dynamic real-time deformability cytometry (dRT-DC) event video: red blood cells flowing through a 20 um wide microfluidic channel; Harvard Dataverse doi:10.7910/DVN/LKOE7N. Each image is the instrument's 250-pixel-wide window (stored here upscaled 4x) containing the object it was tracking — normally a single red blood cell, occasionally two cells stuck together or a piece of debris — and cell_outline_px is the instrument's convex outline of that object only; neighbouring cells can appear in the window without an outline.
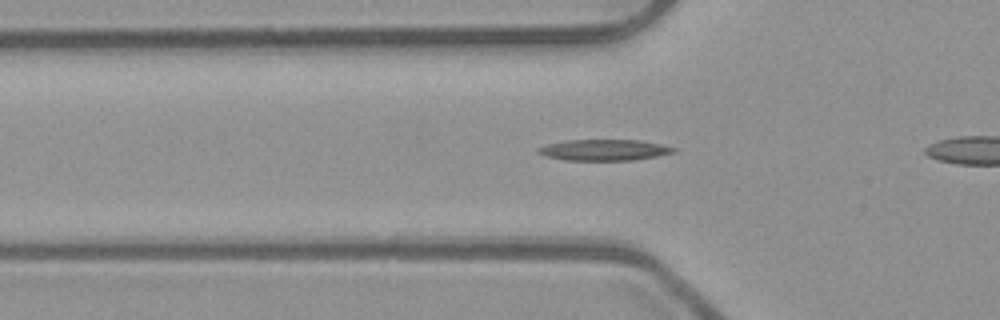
{"species": "common noctule bat (a hibernating species)", "species_latin": "Nyctalus noctula", "temperature_condition": "room temperature", "stored_images_in_passage": 26, "camera_frame_rate_fps": 3000, "um_per_image_px": 0.085, "animal": {"sex": "male", "body_mass_g": 23.1, "forearm_length_mm": 52.7}, "frame": {"image": 1, "passage_image": 2, "time_ms": 0.333, "image_size_px": [1000, 320], "cell_outline_px": [[676, 152], [656, 156], [632, 160], [564, 160], [548, 156], [536, 152], [536, 148], [548, 144], [568, 140], [640, 140], [660, 144], [676, 148]], "centroid_in_image_um": [51.35, 12.74], "position_along_channel_um": 74.4, "area_um2": 16.47}}
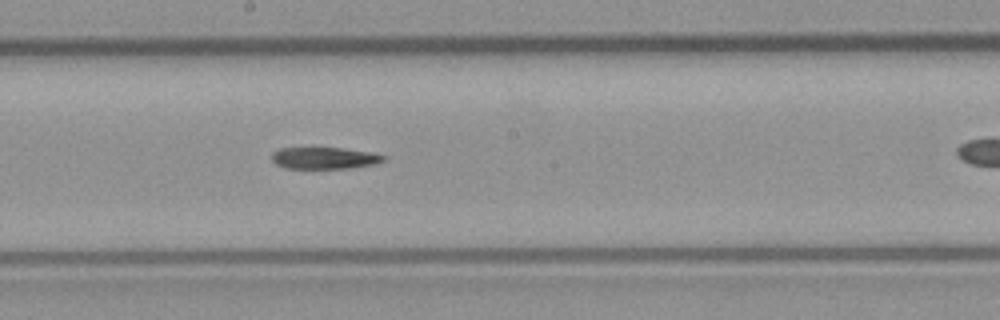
{"frame": {"image": 2, "passage_image": 13, "time_ms": 4.0, "image_size_px": [1000, 320], "cell_outline_px": [[388, 156], [384, 160], [372, 164], [348, 168], [284, 168], [276, 164], [272, 160], [272, 152], [280, 148], [344, 148], [368, 152]], "centroid_in_image_um": [27.54, 13.43], "position_along_channel_um": 220.7, "area_um2": 13.99}}
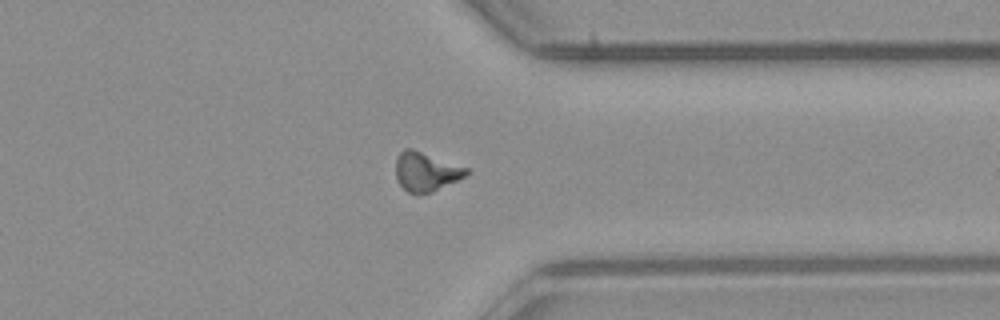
{"frame": {"image": 3, "passage_image": 25, "time_ms": 8.0, "image_size_px": [1000, 320], "cell_outline_px": [[472, 172], [432, 192], [416, 196], [408, 192], [400, 184], [396, 176], [396, 156], [404, 148], [412, 148], [468, 168]], "centroid_in_image_um": [36.19, 14.59], "position_along_channel_um": 375.2, "area_um2": 16.13}}